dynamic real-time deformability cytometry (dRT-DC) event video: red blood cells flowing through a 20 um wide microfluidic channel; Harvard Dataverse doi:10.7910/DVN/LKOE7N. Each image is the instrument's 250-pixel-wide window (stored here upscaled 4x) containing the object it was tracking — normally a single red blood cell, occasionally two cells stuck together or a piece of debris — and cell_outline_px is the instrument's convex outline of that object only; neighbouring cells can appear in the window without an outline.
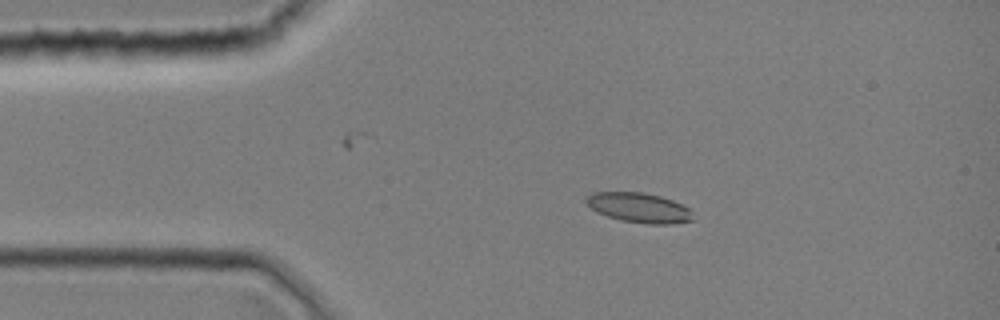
{"species": "common noctule bat (a hibernating species)", "species_latin": "Nyctalus noctula", "temperature_condition": "room temperature", "stored_images_in_passage": 2, "camera_frame_rate_fps": 3000, "um_per_image_px": 0.085, "animal": {"sex": "female", "body_mass_g": 19.0, "forearm_length_mm": 51.5}, "frame": {"image": 1, "passage_image": 1, "time_ms": 0.0, "image_size_px": [1000, 320], "cell_outline_px": [[696, 220], [668, 224], [648, 224], [620, 220], [596, 212], [584, 200], [592, 192], [644, 192], [660, 196], [672, 200], [688, 208], [692, 212]], "centroid_in_image_um": [54.34, 17.66], "position_along_channel_um": 30.7, "area_um2": 18.55}}